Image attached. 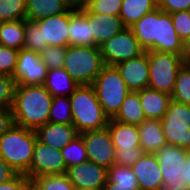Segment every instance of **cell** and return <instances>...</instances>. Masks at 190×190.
I'll return each mask as SVG.
<instances>
[{"label": "cell", "instance_id": "e0dca14e", "mask_svg": "<svg viewBox=\"0 0 190 190\" xmlns=\"http://www.w3.org/2000/svg\"><path fill=\"white\" fill-rule=\"evenodd\" d=\"M131 169L137 178L140 190H161L163 176L155 153H144Z\"/></svg>", "mask_w": 190, "mask_h": 190}, {"label": "cell", "instance_id": "7402d4cb", "mask_svg": "<svg viewBox=\"0 0 190 190\" xmlns=\"http://www.w3.org/2000/svg\"><path fill=\"white\" fill-rule=\"evenodd\" d=\"M140 147L145 153H156L167 145L160 120L146 119L138 125Z\"/></svg>", "mask_w": 190, "mask_h": 190}, {"label": "cell", "instance_id": "8d00e7d4", "mask_svg": "<svg viewBox=\"0 0 190 190\" xmlns=\"http://www.w3.org/2000/svg\"><path fill=\"white\" fill-rule=\"evenodd\" d=\"M67 47L47 46L40 52V56L48 70L53 68H63Z\"/></svg>", "mask_w": 190, "mask_h": 190}, {"label": "cell", "instance_id": "681fc988", "mask_svg": "<svg viewBox=\"0 0 190 190\" xmlns=\"http://www.w3.org/2000/svg\"><path fill=\"white\" fill-rule=\"evenodd\" d=\"M186 61L190 64V46H188V49H187V58H186Z\"/></svg>", "mask_w": 190, "mask_h": 190}, {"label": "cell", "instance_id": "603a6c76", "mask_svg": "<svg viewBox=\"0 0 190 190\" xmlns=\"http://www.w3.org/2000/svg\"><path fill=\"white\" fill-rule=\"evenodd\" d=\"M69 8L68 0H26V20L38 21L65 13Z\"/></svg>", "mask_w": 190, "mask_h": 190}, {"label": "cell", "instance_id": "1f68e13d", "mask_svg": "<svg viewBox=\"0 0 190 190\" xmlns=\"http://www.w3.org/2000/svg\"><path fill=\"white\" fill-rule=\"evenodd\" d=\"M61 153L66 164V168L82 164L88 160L85 143L82 136L78 134L65 147L61 149Z\"/></svg>", "mask_w": 190, "mask_h": 190}, {"label": "cell", "instance_id": "8fae6325", "mask_svg": "<svg viewBox=\"0 0 190 190\" xmlns=\"http://www.w3.org/2000/svg\"><path fill=\"white\" fill-rule=\"evenodd\" d=\"M85 143L88 160L107 170L115 164V147L108 128L80 134Z\"/></svg>", "mask_w": 190, "mask_h": 190}, {"label": "cell", "instance_id": "9a60e30c", "mask_svg": "<svg viewBox=\"0 0 190 190\" xmlns=\"http://www.w3.org/2000/svg\"><path fill=\"white\" fill-rule=\"evenodd\" d=\"M75 11L70 7L65 13L35 21L41 28L43 42H47L48 46L68 47L69 20Z\"/></svg>", "mask_w": 190, "mask_h": 190}, {"label": "cell", "instance_id": "f1b7e54d", "mask_svg": "<svg viewBox=\"0 0 190 190\" xmlns=\"http://www.w3.org/2000/svg\"><path fill=\"white\" fill-rule=\"evenodd\" d=\"M107 183L114 190H140L137 178L129 166L112 165L108 169Z\"/></svg>", "mask_w": 190, "mask_h": 190}, {"label": "cell", "instance_id": "277c9868", "mask_svg": "<svg viewBox=\"0 0 190 190\" xmlns=\"http://www.w3.org/2000/svg\"><path fill=\"white\" fill-rule=\"evenodd\" d=\"M35 130L14 124L0 137V156L17 174H26L36 144Z\"/></svg>", "mask_w": 190, "mask_h": 190}, {"label": "cell", "instance_id": "4dcf8cb0", "mask_svg": "<svg viewBox=\"0 0 190 190\" xmlns=\"http://www.w3.org/2000/svg\"><path fill=\"white\" fill-rule=\"evenodd\" d=\"M171 99L180 104L190 105V64L187 61L178 70Z\"/></svg>", "mask_w": 190, "mask_h": 190}, {"label": "cell", "instance_id": "f6af8a7d", "mask_svg": "<svg viewBox=\"0 0 190 190\" xmlns=\"http://www.w3.org/2000/svg\"><path fill=\"white\" fill-rule=\"evenodd\" d=\"M17 173L10 167V165L0 156V184L12 179Z\"/></svg>", "mask_w": 190, "mask_h": 190}, {"label": "cell", "instance_id": "484cf974", "mask_svg": "<svg viewBox=\"0 0 190 190\" xmlns=\"http://www.w3.org/2000/svg\"><path fill=\"white\" fill-rule=\"evenodd\" d=\"M112 119L124 124L137 126L146 120L142 106L140 104L138 91H130L127 94L119 111Z\"/></svg>", "mask_w": 190, "mask_h": 190}, {"label": "cell", "instance_id": "5bb4252c", "mask_svg": "<svg viewBox=\"0 0 190 190\" xmlns=\"http://www.w3.org/2000/svg\"><path fill=\"white\" fill-rule=\"evenodd\" d=\"M107 174L106 168L89 160L70 166L66 171L69 181L76 187V190L103 189L107 183Z\"/></svg>", "mask_w": 190, "mask_h": 190}, {"label": "cell", "instance_id": "7c38bea8", "mask_svg": "<svg viewBox=\"0 0 190 190\" xmlns=\"http://www.w3.org/2000/svg\"><path fill=\"white\" fill-rule=\"evenodd\" d=\"M67 168L61 150L36 140L29 171L25 174L31 181L46 174H63Z\"/></svg>", "mask_w": 190, "mask_h": 190}, {"label": "cell", "instance_id": "d6986e66", "mask_svg": "<svg viewBox=\"0 0 190 190\" xmlns=\"http://www.w3.org/2000/svg\"><path fill=\"white\" fill-rule=\"evenodd\" d=\"M37 140L43 144L61 150L78 135L73 124L47 122L35 130Z\"/></svg>", "mask_w": 190, "mask_h": 190}, {"label": "cell", "instance_id": "d590c367", "mask_svg": "<svg viewBox=\"0 0 190 190\" xmlns=\"http://www.w3.org/2000/svg\"><path fill=\"white\" fill-rule=\"evenodd\" d=\"M178 37L188 47L190 45V10L170 13Z\"/></svg>", "mask_w": 190, "mask_h": 190}, {"label": "cell", "instance_id": "e575fe53", "mask_svg": "<svg viewBox=\"0 0 190 190\" xmlns=\"http://www.w3.org/2000/svg\"><path fill=\"white\" fill-rule=\"evenodd\" d=\"M43 42L42 31L35 21L25 20V41L23 48L40 53L47 47Z\"/></svg>", "mask_w": 190, "mask_h": 190}, {"label": "cell", "instance_id": "ee69618b", "mask_svg": "<svg viewBox=\"0 0 190 190\" xmlns=\"http://www.w3.org/2000/svg\"><path fill=\"white\" fill-rule=\"evenodd\" d=\"M15 124L13 111L0 108V137Z\"/></svg>", "mask_w": 190, "mask_h": 190}, {"label": "cell", "instance_id": "cb8c5ba5", "mask_svg": "<svg viewBox=\"0 0 190 190\" xmlns=\"http://www.w3.org/2000/svg\"><path fill=\"white\" fill-rule=\"evenodd\" d=\"M43 86L53 97H68L79 87V84L71 78L64 68H53L47 71Z\"/></svg>", "mask_w": 190, "mask_h": 190}, {"label": "cell", "instance_id": "7dc6e473", "mask_svg": "<svg viewBox=\"0 0 190 190\" xmlns=\"http://www.w3.org/2000/svg\"><path fill=\"white\" fill-rule=\"evenodd\" d=\"M185 166H186V183L189 186L190 185V150H188V153H187Z\"/></svg>", "mask_w": 190, "mask_h": 190}, {"label": "cell", "instance_id": "d6a6232c", "mask_svg": "<svg viewBox=\"0 0 190 190\" xmlns=\"http://www.w3.org/2000/svg\"><path fill=\"white\" fill-rule=\"evenodd\" d=\"M48 122L72 124L71 101L69 96L53 97Z\"/></svg>", "mask_w": 190, "mask_h": 190}, {"label": "cell", "instance_id": "b9f144b4", "mask_svg": "<svg viewBox=\"0 0 190 190\" xmlns=\"http://www.w3.org/2000/svg\"><path fill=\"white\" fill-rule=\"evenodd\" d=\"M0 190H31V180L24 174H16L9 181L0 184Z\"/></svg>", "mask_w": 190, "mask_h": 190}, {"label": "cell", "instance_id": "44dd1931", "mask_svg": "<svg viewBox=\"0 0 190 190\" xmlns=\"http://www.w3.org/2000/svg\"><path fill=\"white\" fill-rule=\"evenodd\" d=\"M107 128L110 132L115 151H127L140 147L139 129L137 125L124 124L109 119Z\"/></svg>", "mask_w": 190, "mask_h": 190}, {"label": "cell", "instance_id": "3957f363", "mask_svg": "<svg viewBox=\"0 0 190 190\" xmlns=\"http://www.w3.org/2000/svg\"><path fill=\"white\" fill-rule=\"evenodd\" d=\"M69 98L72 124L78 134L107 127L109 117L104 113L92 85H79Z\"/></svg>", "mask_w": 190, "mask_h": 190}, {"label": "cell", "instance_id": "30bf717a", "mask_svg": "<svg viewBox=\"0 0 190 190\" xmlns=\"http://www.w3.org/2000/svg\"><path fill=\"white\" fill-rule=\"evenodd\" d=\"M99 48L106 66H116L145 52L129 27H124L118 34L100 45Z\"/></svg>", "mask_w": 190, "mask_h": 190}, {"label": "cell", "instance_id": "7bdbcfd3", "mask_svg": "<svg viewBox=\"0 0 190 190\" xmlns=\"http://www.w3.org/2000/svg\"><path fill=\"white\" fill-rule=\"evenodd\" d=\"M158 8L167 13L188 11L190 10V0H162Z\"/></svg>", "mask_w": 190, "mask_h": 190}, {"label": "cell", "instance_id": "2e32d148", "mask_svg": "<svg viewBox=\"0 0 190 190\" xmlns=\"http://www.w3.org/2000/svg\"><path fill=\"white\" fill-rule=\"evenodd\" d=\"M130 91H139L149 84V61L147 51L138 57L123 61L115 66Z\"/></svg>", "mask_w": 190, "mask_h": 190}, {"label": "cell", "instance_id": "ba28073f", "mask_svg": "<svg viewBox=\"0 0 190 190\" xmlns=\"http://www.w3.org/2000/svg\"><path fill=\"white\" fill-rule=\"evenodd\" d=\"M187 153V149L168 144L155 153L163 176L161 190H190L186 183Z\"/></svg>", "mask_w": 190, "mask_h": 190}, {"label": "cell", "instance_id": "60d3db41", "mask_svg": "<svg viewBox=\"0 0 190 190\" xmlns=\"http://www.w3.org/2000/svg\"><path fill=\"white\" fill-rule=\"evenodd\" d=\"M144 153L141 147H134L127 151H115V164L131 167Z\"/></svg>", "mask_w": 190, "mask_h": 190}, {"label": "cell", "instance_id": "9c48e42d", "mask_svg": "<svg viewBox=\"0 0 190 190\" xmlns=\"http://www.w3.org/2000/svg\"><path fill=\"white\" fill-rule=\"evenodd\" d=\"M160 122L168 145L190 150V105L171 100Z\"/></svg>", "mask_w": 190, "mask_h": 190}, {"label": "cell", "instance_id": "bcb514c9", "mask_svg": "<svg viewBox=\"0 0 190 190\" xmlns=\"http://www.w3.org/2000/svg\"><path fill=\"white\" fill-rule=\"evenodd\" d=\"M95 0H68L71 8L75 10H80L87 8Z\"/></svg>", "mask_w": 190, "mask_h": 190}, {"label": "cell", "instance_id": "4316f807", "mask_svg": "<svg viewBox=\"0 0 190 190\" xmlns=\"http://www.w3.org/2000/svg\"><path fill=\"white\" fill-rule=\"evenodd\" d=\"M156 8L151 0H123L119 17L123 25L130 28L145 14Z\"/></svg>", "mask_w": 190, "mask_h": 190}, {"label": "cell", "instance_id": "6da1fadb", "mask_svg": "<svg viewBox=\"0 0 190 190\" xmlns=\"http://www.w3.org/2000/svg\"><path fill=\"white\" fill-rule=\"evenodd\" d=\"M130 28L145 51L173 53L187 58L188 47L178 37L170 13L157 7Z\"/></svg>", "mask_w": 190, "mask_h": 190}, {"label": "cell", "instance_id": "4fadbf2b", "mask_svg": "<svg viewBox=\"0 0 190 190\" xmlns=\"http://www.w3.org/2000/svg\"><path fill=\"white\" fill-rule=\"evenodd\" d=\"M48 68L40 53L22 48L19 50L16 70L12 76L16 85H43Z\"/></svg>", "mask_w": 190, "mask_h": 190}, {"label": "cell", "instance_id": "ac0fdd59", "mask_svg": "<svg viewBox=\"0 0 190 190\" xmlns=\"http://www.w3.org/2000/svg\"><path fill=\"white\" fill-rule=\"evenodd\" d=\"M82 10L86 13V20L94 36V47H99L125 27L118 15L92 13L87 8Z\"/></svg>", "mask_w": 190, "mask_h": 190}, {"label": "cell", "instance_id": "f35d334b", "mask_svg": "<svg viewBox=\"0 0 190 190\" xmlns=\"http://www.w3.org/2000/svg\"><path fill=\"white\" fill-rule=\"evenodd\" d=\"M16 86L11 76L0 75V108L12 109Z\"/></svg>", "mask_w": 190, "mask_h": 190}, {"label": "cell", "instance_id": "74e56055", "mask_svg": "<svg viewBox=\"0 0 190 190\" xmlns=\"http://www.w3.org/2000/svg\"><path fill=\"white\" fill-rule=\"evenodd\" d=\"M19 50L0 45V75L13 76Z\"/></svg>", "mask_w": 190, "mask_h": 190}, {"label": "cell", "instance_id": "ffe728a7", "mask_svg": "<svg viewBox=\"0 0 190 190\" xmlns=\"http://www.w3.org/2000/svg\"><path fill=\"white\" fill-rule=\"evenodd\" d=\"M140 104L146 119L161 120L169 106L171 95L149 87L139 90Z\"/></svg>", "mask_w": 190, "mask_h": 190}, {"label": "cell", "instance_id": "5b68a950", "mask_svg": "<svg viewBox=\"0 0 190 190\" xmlns=\"http://www.w3.org/2000/svg\"><path fill=\"white\" fill-rule=\"evenodd\" d=\"M99 47L70 45L63 68L79 85H92L104 67Z\"/></svg>", "mask_w": 190, "mask_h": 190}, {"label": "cell", "instance_id": "f546056e", "mask_svg": "<svg viewBox=\"0 0 190 190\" xmlns=\"http://www.w3.org/2000/svg\"><path fill=\"white\" fill-rule=\"evenodd\" d=\"M32 190H76V187L69 181L66 173L46 174L35 177L31 181Z\"/></svg>", "mask_w": 190, "mask_h": 190}, {"label": "cell", "instance_id": "52a82bcc", "mask_svg": "<svg viewBox=\"0 0 190 190\" xmlns=\"http://www.w3.org/2000/svg\"><path fill=\"white\" fill-rule=\"evenodd\" d=\"M147 57L149 61L148 87L171 95L178 70L186 59L181 55L158 51H147Z\"/></svg>", "mask_w": 190, "mask_h": 190}, {"label": "cell", "instance_id": "f907efd6", "mask_svg": "<svg viewBox=\"0 0 190 190\" xmlns=\"http://www.w3.org/2000/svg\"><path fill=\"white\" fill-rule=\"evenodd\" d=\"M155 6H159L162 0H151Z\"/></svg>", "mask_w": 190, "mask_h": 190}, {"label": "cell", "instance_id": "7a4b0ae2", "mask_svg": "<svg viewBox=\"0 0 190 190\" xmlns=\"http://www.w3.org/2000/svg\"><path fill=\"white\" fill-rule=\"evenodd\" d=\"M52 99L43 85H17L12 107L15 124L31 130L45 125Z\"/></svg>", "mask_w": 190, "mask_h": 190}, {"label": "cell", "instance_id": "c3c4849f", "mask_svg": "<svg viewBox=\"0 0 190 190\" xmlns=\"http://www.w3.org/2000/svg\"><path fill=\"white\" fill-rule=\"evenodd\" d=\"M102 190H114V188L109 183H106Z\"/></svg>", "mask_w": 190, "mask_h": 190}, {"label": "cell", "instance_id": "836d02e7", "mask_svg": "<svg viewBox=\"0 0 190 190\" xmlns=\"http://www.w3.org/2000/svg\"><path fill=\"white\" fill-rule=\"evenodd\" d=\"M26 20V0H0V22Z\"/></svg>", "mask_w": 190, "mask_h": 190}, {"label": "cell", "instance_id": "ab89813d", "mask_svg": "<svg viewBox=\"0 0 190 190\" xmlns=\"http://www.w3.org/2000/svg\"><path fill=\"white\" fill-rule=\"evenodd\" d=\"M122 3L123 0H95L87 7V9L92 13L119 16Z\"/></svg>", "mask_w": 190, "mask_h": 190}, {"label": "cell", "instance_id": "816d5d0a", "mask_svg": "<svg viewBox=\"0 0 190 190\" xmlns=\"http://www.w3.org/2000/svg\"><path fill=\"white\" fill-rule=\"evenodd\" d=\"M81 190H102V189H81Z\"/></svg>", "mask_w": 190, "mask_h": 190}, {"label": "cell", "instance_id": "83f0119b", "mask_svg": "<svg viewBox=\"0 0 190 190\" xmlns=\"http://www.w3.org/2000/svg\"><path fill=\"white\" fill-rule=\"evenodd\" d=\"M25 41V20L0 22V45L21 50Z\"/></svg>", "mask_w": 190, "mask_h": 190}, {"label": "cell", "instance_id": "d4e9b609", "mask_svg": "<svg viewBox=\"0 0 190 190\" xmlns=\"http://www.w3.org/2000/svg\"><path fill=\"white\" fill-rule=\"evenodd\" d=\"M68 35L69 46H94V36L86 20V13L82 9L76 10L70 16Z\"/></svg>", "mask_w": 190, "mask_h": 190}, {"label": "cell", "instance_id": "8992f818", "mask_svg": "<svg viewBox=\"0 0 190 190\" xmlns=\"http://www.w3.org/2000/svg\"><path fill=\"white\" fill-rule=\"evenodd\" d=\"M92 86L104 113L112 119L130 92L115 66H104Z\"/></svg>", "mask_w": 190, "mask_h": 190}]
</instances>
